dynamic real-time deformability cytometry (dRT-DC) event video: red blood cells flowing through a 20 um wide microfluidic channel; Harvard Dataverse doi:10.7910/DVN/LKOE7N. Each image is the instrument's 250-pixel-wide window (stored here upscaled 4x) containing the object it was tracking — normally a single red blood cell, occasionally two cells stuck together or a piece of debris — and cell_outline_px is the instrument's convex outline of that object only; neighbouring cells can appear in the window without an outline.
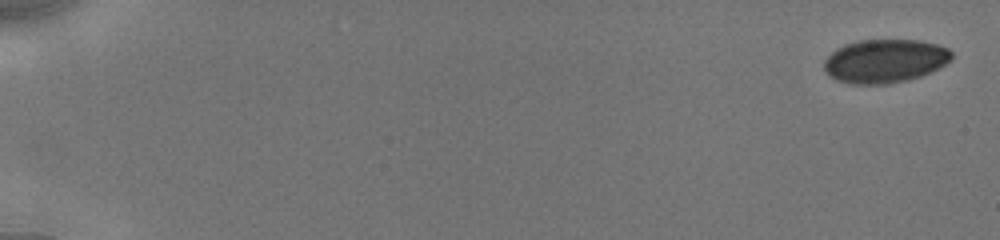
{"species": "human", "species_latin": "Homo sapiens", "temperature_condition": "cold", "stored_images_in_passage": 24, "camera_frame_rate_fps": 3000, "um_per_image_px": 0.085, "donor": {"sex": "male"}, "frame": {"image": 1, "passage_image": 1, "time_ms": 0.0, "image_size_px": [1000, 240], "cell_outline_px": [[952, 60], [920, 76], [888, 84], [852, 84], [836, 80], [824, 68], [824, 60], [836, 48], [844, 44], [856, 40], [920, 40], [936, 44], [948, 48], [952, 52]], "centroid_in_image_um": [75.2, 5.17], "position_along_channel_um": 9.8, "area_um2": 32.19}}
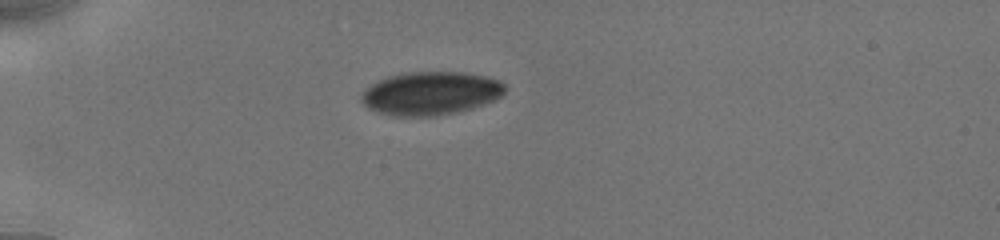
{"frame": {"image": 2, "passage_image": 17, "time_ms": 5.0, "image_size_px": [1000, 240], "cell_outline_px": [[504, 92], [500, 96], [484, 104], [472, 108], [456, 112], [436, 116], [392, 116], [376, 112], [368, 108], [364, 104], [360, 96], [372, 84], [388, 76], [404, 72], [464, 72], [488, 76], [500, 80], [504, 84]], "centroid_in_image_um": [36.61, 7.93], "position_along_channel_um": 48.4, "area_um2": 36.24}}
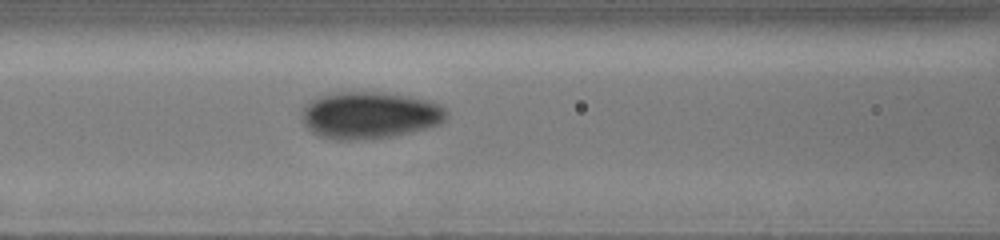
{"frame": {"image": 3, "passage_image": 24, "time_ms": 8.0, "image_size_px": [1000, 240], "cell_outline_px": [[448, 116], [440, 124], [408, 132], [388, 136], [348, 140], [336, 140], [320, 136], [312, 132], [304, 124], [300, 116], [300, 112], [308, 100], [316, 96], [332, 92], [380, 92], [428, 100], [440, 104], [448, 108]], "centroid_in_image_um": [31.36, 9.77], "position_along_channel_um": 135.2, "area_um2": 39.65}}